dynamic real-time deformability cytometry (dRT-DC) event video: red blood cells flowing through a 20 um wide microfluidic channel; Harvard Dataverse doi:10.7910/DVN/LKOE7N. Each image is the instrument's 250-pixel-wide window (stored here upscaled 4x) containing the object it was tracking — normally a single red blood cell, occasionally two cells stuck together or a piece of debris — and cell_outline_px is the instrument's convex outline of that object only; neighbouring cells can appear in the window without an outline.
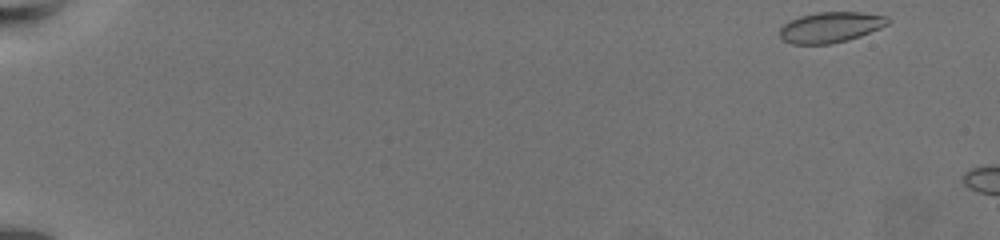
{"species": "common noctule bat (a hibernating species)", "species_latin": "Nyctalus noctula", "temperature_condition": "warm", "stored_images_in_passage": 7, "camera_frame_rate_fps": 3000, "um_per_image_px": 0.085, "animal": {"sex": "female", "body_mass_g": 19.5, "forearm_length_mm": 54.1}, "frame": {"image": 1, "passage_image": 1, "time_ms": 0.0, "image_size_px": [1000, 240], "cell_outline_px": [[888, 24], [880, 28], [860, 36], [848, 40], [832, 44], [792, 44], [784, 40], [780, 36], [780, 28], [788, 20], [800, 16], [816, 12], [860, 12], [888, 16]], "centroid_in_image_um": [70.58, 2.31], "position_along_channel_um": 14.4, "area_um2": 19.31}}